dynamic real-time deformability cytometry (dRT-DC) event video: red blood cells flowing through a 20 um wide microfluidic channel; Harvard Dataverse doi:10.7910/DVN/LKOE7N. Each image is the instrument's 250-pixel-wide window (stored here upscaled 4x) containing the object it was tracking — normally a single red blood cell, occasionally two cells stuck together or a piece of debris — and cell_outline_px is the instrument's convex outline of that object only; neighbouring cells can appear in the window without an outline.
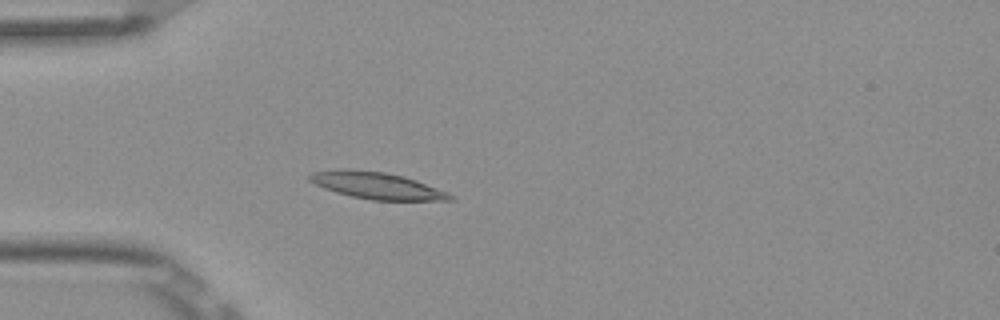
{"species": "Egyptian fruit bat (a non-hibernating species)", "species_latin": "Rousettus aegyptiacus", "temperature_condition": "room temperature", "stored_images_in_passage": 4, "camera_frame_rate_fps": 3000, "um_per_image_px": 0.085, "frame": {"image": 1, "passage_image": 4, "time_ms": 1.0, "image_size_px": [1000, 320], "cell_outline_px": [[456, 200], [372, 200], [352, 196], [336, 192], [324, 188], [308, 180], [308, 176], [312, 172], [340, 168], [384, 172], [404, 176], [416, 180], [448, 192], [456, 196]], "centroid_in_image_um": [32.05, 15.77], "position_along_channel_um": 53.0, "area_um2": 21.91}}